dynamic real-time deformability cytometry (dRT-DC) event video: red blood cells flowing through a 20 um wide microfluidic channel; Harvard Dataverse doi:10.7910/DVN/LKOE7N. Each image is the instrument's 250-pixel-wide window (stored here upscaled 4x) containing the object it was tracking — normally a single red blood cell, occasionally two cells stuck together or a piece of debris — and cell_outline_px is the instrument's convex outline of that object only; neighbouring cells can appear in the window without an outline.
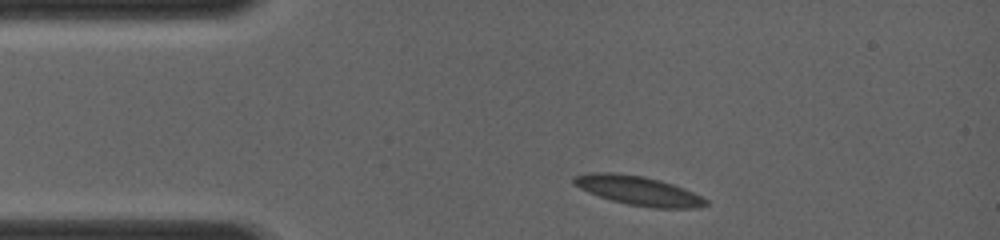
{"species": "common noctule bat (a hibernating species)", "species_latin": "Nyctalus noctula", "temperature_condition": "room temperature", "stored_images_in_passage": 19, "camera_frame_rate_fps": 4000, "um_per_image_px": 0.085, "animal": {"sex": "female", "body_mass_g": 19.0, "forearm_length_mm": 56.7}, "frame": {"image": 1, "passage_image": 1, "time_ms": 0.0, "image_size_px": [1000, 240], "cell_outline_px": [[708, 204], [700, 208], [652, 208], [628, 204], [612, 200], [588, 192], [572, 184], [572, 176], [588, 172], [616, 172], [644, 176], [660, 180], [684, 188], [708, 200]], "centroid_in_image_um": [54.23, 16.19], "position_along_channel_um": 30.8, "area_um2": 22.6}}
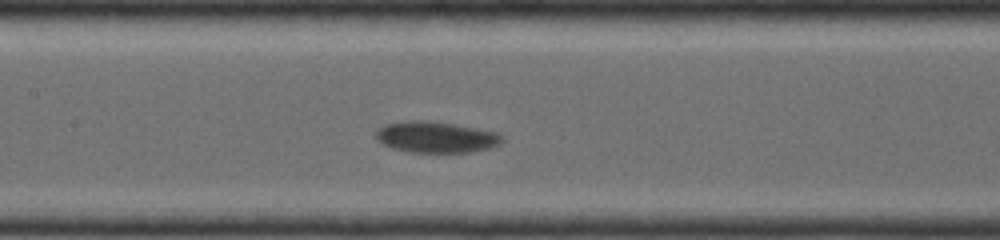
{"frame": {"image": 2, "passage_image": 11, "time_ms": 4.0, "image_size_px": [1000, 240], "cell_outline_px": [[504, 140], [500, 144], [492, 148], [472, 152], [412, 152], [392, 148], [376, 140], [376, 132], [384, 124], [408, 120], [428, 120], [456, 124], [496, 132], [504, 136]], "centroid_in_image_um": [37.09, 11.65], "position_along_channel_um": 170.3, "area_um2": 23.12}}
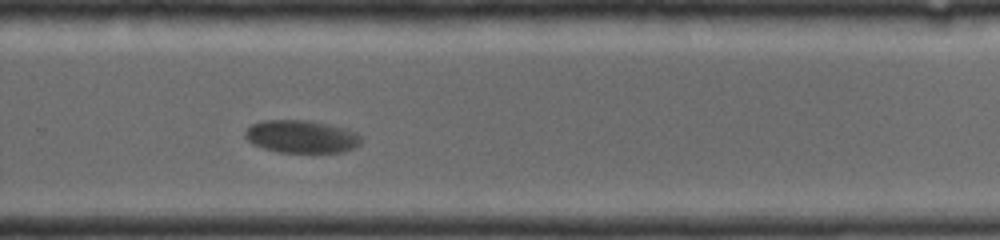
{"frame": {"image": 3, "passage_image": 19, "time_ms": 7.0, "image_size_px": [1000, 240], "cell_outline_px": [[360, 144], [344, 152], [280, 152], [264, 148], [252, 144], [244, 136], [244, 132], [252, 124], [260, 120], [308, 120], [328, 124], [344, 128], [356, 132], [360, 136]], "centroid_in_image_um": [25.59, 11.6], "position_along_channel_um": 304.2, "area_um2": 22.08}}